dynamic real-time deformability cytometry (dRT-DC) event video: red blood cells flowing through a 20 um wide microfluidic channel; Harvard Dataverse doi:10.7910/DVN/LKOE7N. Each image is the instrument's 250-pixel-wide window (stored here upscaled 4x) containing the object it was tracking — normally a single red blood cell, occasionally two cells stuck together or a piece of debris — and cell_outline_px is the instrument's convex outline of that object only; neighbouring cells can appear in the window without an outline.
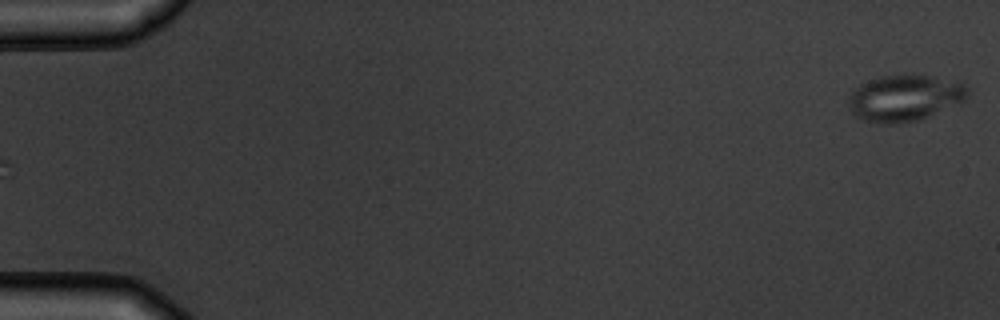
{"species": "common noctule bat (a hibernating species)", "species_latin": "Nyctalus noctula", "temperature_condition": "warm", "stored_images_in_passage": 5, "segment_of_instrument_passage": [2, 2], "camera_frame_rate_fps": 3000, "um_per_image_px": 0.085, "animal": {"sex": "male", "body_mass_g": 19.5, "forearm_length_mm": 54.6}, "frame": {"image": 1, "passage_image": 5, "time_ms": 4.667, "image_size_px": [1000, 320], "cell_outline_px": [[968, 96], [964, 100], [928, 116], [916, 120], [892, 124], [880, 124], [864, 120], [856, 116], [848, 108], [848, 96], [860, 84], [880, 76], [932, 76], [960, 80], [968, 88]], "centroid_in_image_um": [76.89, 8.33], "position_along_channel_um": 8.1, "area_um2": 31.91}}